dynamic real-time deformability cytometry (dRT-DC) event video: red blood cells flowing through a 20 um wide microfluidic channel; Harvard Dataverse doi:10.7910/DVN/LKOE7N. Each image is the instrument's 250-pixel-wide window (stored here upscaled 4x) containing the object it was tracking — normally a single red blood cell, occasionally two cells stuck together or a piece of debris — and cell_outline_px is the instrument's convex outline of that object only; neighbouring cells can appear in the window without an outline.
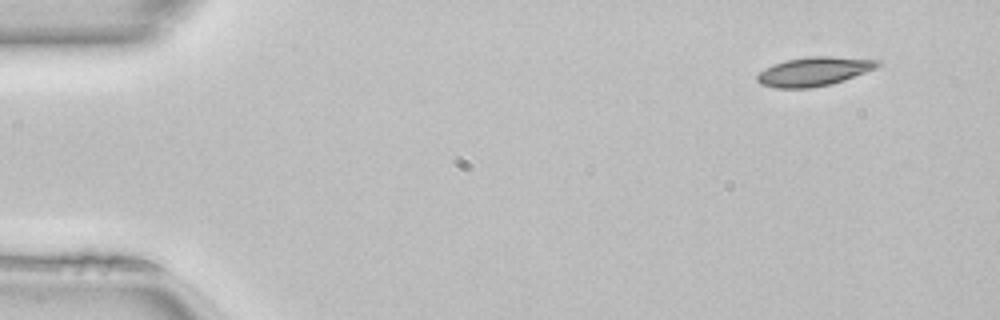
{"species": "common noctule bat (a hibernating species)", "species_latin": "Nyctalus noctula", "temperature_condition": "room temperature", "stored_images_in_passage": 47, "camera_frame_rate_fps": 3000, "um_per_image_px": 0.085, "animal": {"sex": "female", "body_mass_g": 22.7, "forearm_length_mm": 54.2}, "frame": {"image": 1, "passage_image": 1, "time_ms": 0.0, "image_size_px": [1000, 320], "cell_outline_px": [[880, 64], [876, 68], [844, 80], [832, 84], [808, 88], [776, 88], [760, 84], [756, 80], [756, 76], [764, 68], [772, 64], [784, 60], [808, 56], [828, 56], [880, 60]], "centroid_in_image_um": [69.15, 6.07], "position_along_channel_um": 15.9, "area_um2": 20.4}}
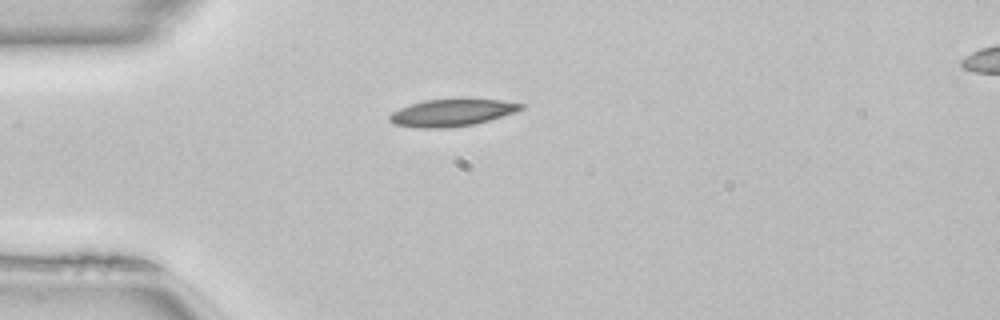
{"frame": {"image": 2, "passage_image": 10, "time_ms": 3.0, "image_size_px": [1000, 320], "cell_outline_px": [[524, 108], [516, 112], [488, 120], [472, 124], [448, 128], [416, 128], [392, 124], [388, 120], [388, 116], [392, 112], [400, 108], [424, 100], [500, 100], [524, 104]], "centroid_in_image_um": [38.36, 9.6], "position_along_channel_um": 46.6, "area_um2": 20.46}}
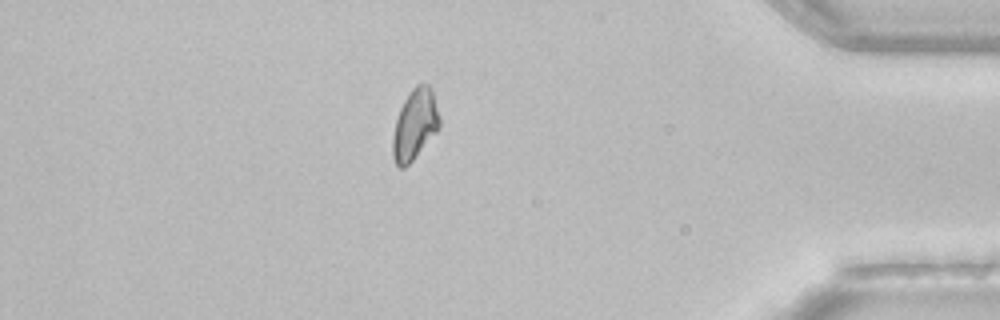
{"frame": {"image": 3, "passage_image": 40, "time_ms": 13.0, "image_size_px": [1000, 320], "cell_outline_px": [[440, 128], [412, 160], [404, 168], [400, 168], [396, 164], [392, 156], [392, 136], [396, 120], [400, 108], [404, 100], [412, 88], [416, 84], [428, 84], [432, 92], [440, 120]], "centroid_in_image_um": [35.24, 10.6], "position_along_channel_um": 400.0, "area_um2": 19.02}, "authors_computed_cell_mechanics": {"area_um2": 19.7098, "velocity_mm_per_s": 4.1026, "shape_relaxation_time_tau1_ms": null, "shape_relaxation_time_tau2_ms": 7.2751, "deformation_change_tau1": null, "deformation_change_tau2": 0.1419}}